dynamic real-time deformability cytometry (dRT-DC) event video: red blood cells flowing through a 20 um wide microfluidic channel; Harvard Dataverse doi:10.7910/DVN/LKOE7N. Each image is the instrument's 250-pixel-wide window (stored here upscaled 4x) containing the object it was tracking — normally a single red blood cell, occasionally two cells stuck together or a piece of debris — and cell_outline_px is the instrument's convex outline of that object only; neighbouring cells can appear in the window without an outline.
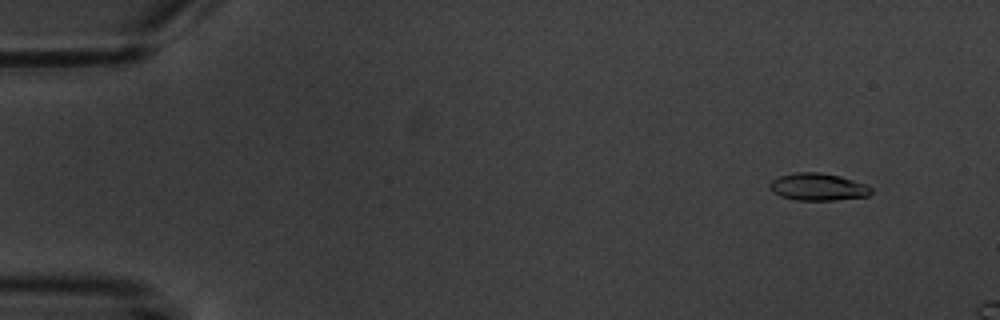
{"species": "common noctule bat (a hibernating species)", "species_latin": "Nyctalus noctula", "temperature_condition": "warm", "stored_images_in_passage": 4, "camera_frame_rate_fps": 3000, "um_per_image_px": 0.085, "animal": {"sex": "male", "body_mass_g": 20.1, "forearm_length_mm": 53.5}, "frame": {"image": 1, "passage_image": 1, "time_ms": 0.0, "image_size_px": [1000, 320], "cell_outline_px": [[872, 192], [868, 196], [836, 200], [796, 200], [780, 196], [772, 192], [768, 188], [768, 184], [772, 180], [780, 176], [796, 172], [820, 172], [840, 176], [868, 184], [872, 188]], "centroid_in_image_um": [69.53, 15.88], "position_along_channel_um": 15.5, "area_um2": 16.36}}